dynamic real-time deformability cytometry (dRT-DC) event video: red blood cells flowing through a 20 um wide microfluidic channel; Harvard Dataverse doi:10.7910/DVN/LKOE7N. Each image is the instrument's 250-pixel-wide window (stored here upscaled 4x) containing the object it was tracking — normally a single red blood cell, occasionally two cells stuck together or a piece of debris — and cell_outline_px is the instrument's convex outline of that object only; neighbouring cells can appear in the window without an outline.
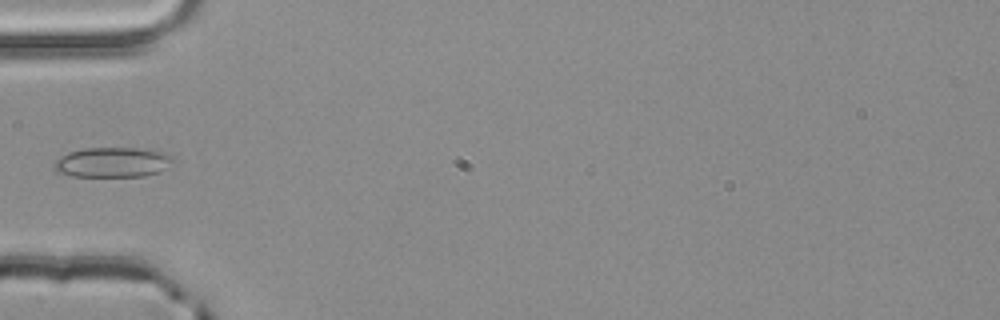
{"species": "common noctule bat (a hibernating species)", "species_latin": "Nyctalus noctula", "temperature_condition": "room temperature", "stored_images_in_passage": 2, "camera_frame_rate_fps": 3000, "um_per_image_px": 0.085, "animal": {"sex": "male", "body_mass_g": 20.4}, "frame": {"image": 1, "passage_image": 2, "time_ms": 0.333, "image_size_px": [1000, 320], "cell_outline_px": [[176, 160], [160, 172], [144, 176], [72, 176], [56, 172], [56, 160], [60, 156], [68, 152], [84, 148], [136, 148], [164, 152], [172, 156]], "centroid_in_image_um": [9.6, 13.79], "position_along_channel_um": 75.4, "area_um2": 20.75}}